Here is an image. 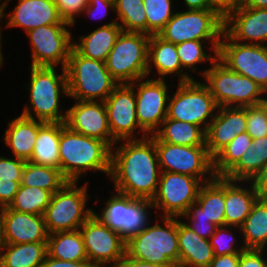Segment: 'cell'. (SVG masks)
<instances>
[{
	"label": "cell",
	"mask_w": 267,
	"mask_h": 267,
	"mask_svg": "<svg viewBox=\"0 0 267 267\" xmlns=\"http://www.w3.org/2000/svg\"><path fill=\"white\" fill-rule=\"evenodd\" d=\"M125 143L111 152L110 177L117 192L134 198L152 200L158 190L161 172L155 139L124 140ZM159 174V175H158Z\"/></svg>",
	"instance_id": "1"
},
{
	"label": "cell",
	"mask_w": 267,
	"mask_h": 267,
	"mask_svg": "<svg viewBox=\"0 0 267 267\" xmlns=\"http://www.w3.org/2000/svg\"><path fill=\"white\" fill-rule=\"evenodd\" d=\"M112 151L106 142L74 132L60 123V172L67 181L77 182L88 170L109 175Z\"/></svg>",
	"instance_id": "2"
},
{
	"label": "cell",
	"mask_w": 267,
	"mask_h": 267,
	"mask_svg": "<svg viewBox=\"0 0 267 267\" xmlns=\"http://www.w3.org/2000/svg\"><path fill=\"white\" fill-rule=\"evenodd\" d=\"M68 97L79 101H105L119 83L106 63L80 55L73 47L66 65Z\"/></svg>",
	"instance_id": "3"
},
{
	"label": "cell",
	"mask_w": 267,
	"mask_h": 267,
	"mask_svg": "<svg viewBox=\"0 0 267 267\" xmlns=\"http://www.w3.org/2000/svg\"><path fill=\"white\" fill-rule=\"evenodd\" d=\"M224 32V15L218 9H188L174 13L171 20L158 34L167 42L211 40L213 53L217 54Z\"/></svg>",
	"instance_id": "4"
},
{
	"label": "cell",
	"mask_w": 267,
	"mask_h": 267,
	"mask_svg": "<svg viewBox=\"0 0 267 267\" xmlns=\"http://www.w3.org/2000/svg\"><path fill=\"white\" fill-rule=\"evenodd\" d=\"M163 220L166 228L158 223L146 226L126 241V254L152 264L179 266L178 220L173 217H163Z\"/></svg>",
	"instance_id": "5"
},
{
	"label": "cell",
	"mask_w": 267,
	"mask_h": 267,
	"mask_svg": "<svg viewBox=\"0 0 267 267\" xmlns=\"http://www.w3.org/2000/svg\"><path fill=\"white\" fill-rule=\"evenodd\" d=\"M203 72L205 84L218 107H247L258 105L266 94L261 86L250 78L230 70L218 58ZM237 104V105H236Z\"/></svg>",
	"instance_id": "6"
},
{
	"label": "cell",
	"mask_w": 267,
	"mask_h": 267,
	"mask_svg": "<svg viewBox=\"0 0 267 267\" xmlns=\"http://www.w3.org/2000/svg\"><path fill=\"white\" fill-rule=\"evenodd\" d=\"M150 35L122 31L108 54L106 67L119 84L134 85L147 77Z\"/></svg>",
	"instance_id": "7"
},
{
	"label": "cell",
	"mask_w": 267,
	"mask_h": 267,
	"mask_svg": "<svg viewBox=\"0 0 267 267\" xmlns=\"http://www.w3.org/2000/svg\"><path fill=\"white\" fill-rule=\"evenodd\" d=\"M216 109L218 106L205 83L201 84L188 74L182 73L178 89L173 97H169L167 117L200 127L204 124L206 131L215 117L213 111ZM208 117L211 118L209 121Z\"/></svg>",
	"instance_id": "8"
},
{
	"label": "cell",
	"mask_w": 267,
	"mask_h": 267,
	"mask_svg": "<svg viewBox=\"0 0 267 267\" xmlns=\"http://www.w3.org/2000/svg\"><path fill=\"white\" fill-rule=\"evenodd\" d=\"M77 182L67 181L53 193L44 213L48 234L79 230L81 225L95 212L86 209L87 184L76 188Z\"/></svg>",
	"instance_id": "9"
},
{
	"label": "cell",
	"mask_w": 267,
	"mask_h": 267,
	"mask_svg": "<svg viewBox=\"0 0 267 267\" xmlns=\"http://www.w3.org/2000/svg\"><path fill=\"white\" fill-rule=\"evenodd\" d=\"M30 103L38 121L65 123L67 113L60 114V91L68 96L66 70L57 75L55 67L31 66ZM62 87V88H61ZM62 89V90H61Z\"/></svg>",
	"instance_id": "10"
},
{
	"label": "cell",
	"mask_w": 267,
	"mask_h": 267,
	"mask_svg": "<svg viewBox=\"0 0 267 267\" xmlns=\"http://www.w3.org/2000/svg\"><path fill=\"white\" fill-rule=\"evenodd\" d=\"M79 231L88 262L93 267H105V263L118 266L126 255V241L118 232L111 230L96 212L81 225Z\"/></svg>",
	"instance_id": "11"
},
{
	"label": "cell",
	"mask_w": 267,
	"mask_h": 267,
	"mask_svg": "<svg viewBox=\"0 0 267 267\" xmlns=\"http://www.w3.org/2000/svg\"><path fill=\"white\" fill-rule=\"evenodd\" d=\"M217 58L230 70L255 81L267 92V46L233 41L225 32Z\"/></svg>",
	"instance_id": "12"
},
{
	"label": "cell",
	"mask_w": 267,
	"mask_h": 267,
	"mask_svg": "<svg viewBox=\"0 0 267 267\" xmlns=\"http://www.w3.org/2000/svg\"><path fill=\"white\" fill-rule=\"evenodd\" d=\"M107 200L101 216L96 214L111 230L118 232L125 241L148 226L147 209L152 208V201L134 198L117 192Z\"/></svg>",
	"instance_id": "13"
},
{
	"label": "cell",
	"mask_w": 267,
	"mask_h": 267,
	"mask_svg": "<svg viewBox=\"0 0 267 267\" xmlns=\"http://www.w3.org/2000/svg\"><path fill=\"white\" fill-rule=\"evenodd\" d=\"M160 172L186 174L204 182L214 177L213 158L206 146H183L167 142H155ZM212 177L202 179L205 174ZM206 179V180H205Z\"/></svg>",
	"instance_id": "14"
},
{
	"label": "cell",
	"mask_w": 267,
	"mask_h": 267,
	"mask_svg": "<svg viewBox=\"0 0 267 267\" xmlns=\"http://www.w3.org/2000/svg\"><path fill=\"white\" fill-rule=\"evenodd\" d=\"M158 190L151 200L156 209H162L163 217H178L196 203L199 190L204 183L201 179L186 174L161 172Z\"/></svg>",
	"instance_id": "15"
},
{
	"label": "cell",
	"mask_w": 267,
	"mask_h": 267,
	"mask_svg": "<svg viewBox=\"0 0 267 267\" xmlns=\"http://www.w3.org/2000/svg\"><path fill=\"white\" fill-rule=\"evenodd\" d=\"M70 24H51L34 28L27 32L32 46V65L55 67L61 63L66 68L70 51L71 32L65 27Z\"/></svg>",
	"instance_id": "16"
},
{
	"label": "cell",
	"mask_w": 267,
	"mask_h": 267,
	"mask_svg": "<svg viewBox=\"0 0 267 267\" xmlns=\"http://www.w3.org/2000/svg\"><path fill=\"white\" fill-rule=\"evenodd\" d=\"M134 87L133 83L119 84L104 101L111 134L116 141L136 139L133 138L136 127L144 137L148 135L137 120Z\"/></svg>",
	"instance_id": "17"
},
{
	"label": "cell",
	"mask_w": 267,
	"mask_h": 267,
	"mask_svg": "<svg viewBox=\"0 0 267 267\" xmlns=\"http://www.w3.org/2000/svg\"><path fill=\"white\" fill-rule=\"evenodd\" d=\"M137 84L138 91L136 97V115L139 126L148 135H153L167 118L170 95L167 94V85L164 79H150L141 81Z\"/></svg>",
	"instance_id": "18"
},
{
	"label": "cell",
	"mask_w": 267,
	"mask_h": 267,
	"mask_svg": "<svg viewBox=\"0 0 267 267\" xmlns=\"http://www.w3.org/2000/svg\"><path fill=\"white\" fill-rule=\"evenodd\" d=\"M65 125L72 131L106 142L111 148L117 142L111 134L104 101H79L66 110Z\"/></svg>",
	"instance_id": "19"
},
{
	"label": "cell",
	"mask_w": 267,
	"mask_h": 267,
	"mask_svg": "<svg viewBox=\"0 0 267 267\" xmlns=\"http://www.w3.org/2000/svg\"><path fill=\"white\" fill-rule=\"evenodd\" d=\"M224 32L235 42L251 40L263 45L267 41V9L246 7L239 1L224 15Z\"/></svg>",
	"instance_id": "20"
},
{
	"label": "cell",
	"mask_w": 267,
	"mask_h": 267,
	"mask_svg": "<svg viewBox=\"0 0 267 267\" xmlns=\"http://www.w3.org/2000/svg\"><path fill=\"white\" fill-rule=\"evenodd\" d=\"M2 230L4 244L47 242L48 232L43 215L3 208Z\"/></svg>",
	"instance_id": "21"
},
{
	"label": "cell",
	"mask_w": 267,
	"mask_h": 267,
	"mask_svg": "<svg viewBox=\"0 0 267 267\" xmlns=\"http://www.w3.org/2000/svg\"><path fill=\"white\" fill-rule=\"evenodd\" d=\"M214 119L206 130V147L213 158L238 134L246 132V107H218Z\"/></svg>",
	"instance_id": "22"
},
{
	"label": "cell",
	"mask_w": 267,
	"mask_h": 267,
	"mask_svg": "<svg viewBox=\"0 0 267 267\" xmlns=\"http://www.w3.org/2000/svg\"><path fill=\"white\" fill-rule=\"evenodd\" d=\"M6 27H22L29 30L51 24H69L63 21L57 11L55 0H19Z\"/></svg>",
	"instance_id": "23"
},
{
	"label": "cell",
	"mask_w": 267,
	"mask_h": 267,
	"mask_svg": "<svg viewBox=\"0 0 267 267\" xmlns=\"http://www.w3.org/2000/svg\"><path fill=\"white\" fill-rule=\"evenodd\" d=\"M182 216L205 217L218 227L225 226V178L214 177L204 182L196 203L191 204Z\"/></svg>",
	"instance_id": "24"
},
{
	"label": "cell",
	"mask_w": 267,
	"mask_h": 267,
	"mask_svg": "<svg viewBox=\"0 0 267 267\" xmlns=\"http://www.w3.org/2000/svg\"><path fill=\"white\" fill-rule=\"evenodd\" d=\"M26 105L23 113L8 123L4 140L16 158L30 161L39 128L44 122L37 121Z\"/></svg>",
	"instance_id": "25"
},
{
	"label": "cell",
	"mask_w": 267,
	"mask_h": 267,
	"mask_svg": "<svg viewBox=\"0 0 267 267\" xmlns=\"http://www.w3.org/2000/svg\"><path fill=\"white\" fill-rule=\"evenodd\" d=\"M179 267H209L214 259L213 247L178 220Z\"/></svg>",
	"instance_id": "26"
},
{
	"label": "cell",
	"mask_w": 267,
	"mask_h": 267,
	"mask_svg": "<svg viewBox=\"0 0 267 267\" xmlns=\"http://www.w3.org/2000/svg\"><path fill=\"white\" fill-rule=\"evenodd\" d=\"M122 29L118 21H113L97 28L87 36H81L80 42L73 43V48L82 56L106 62L115 41Z\"/></svg>",
	"instance_id": "27"
},
{
	"label": "cell",
	"mask_w": 267,
	"mask_h": 267,
	"mask_svg": "<svg viewBox=\"0 0 267 267\" xmlns=\"http://www.w3.org/2000/svg\"><path fill=\"white\" fill-rule=\"evenodd\" d=\"M235 183L225 179V226L240 228L259 197L253 185L250 190Z\"/></svg>",
	"instance_id": "28"
},
{
	"label": "cell",
	"mask_w": 267,
	"mask_h": 267,
	"mask_svg": "<svg viewBox=\"0 0 267 267\" xmlns=\"http://www.w3.org/2000/svg\"><path fill=\"white\" fill-rule=\"evenodd\" d=\"M152 136L155 142H167L183 146H206V131L204 127L166 118Z\"/></svg>",
	"instance_id": "29"
},
{
	"label": "cell",
	"mask_w": 267,
	"mask_h": 267,
	"mask_svg": "<svg viewBox=\"0 0 267 267\" xmlns=\"http://www.w3.org/2000/svg\"><path fill=\"white\" fill-rule=\"evenodd\" d=\"M0 253V267H42L47 242L4 244Z\"/></svg>",
	"instance_id": "30"
},
{
	"label": "cell",
	"mask_w": 267,
	"mask_h": 267,
	"mask_svg": "<svg viewBox=\"0 0 267 267\" xmlns=\"http://www.w3.org/2000/svg\"><path fill=\"white\" fill-rule=\"evenodd\" d=\"M150 63L154 64L159 79H164L166 75L173 73L180 76L179 71H183L176 44L165 41L159 35H150L147 76L151 72Z\"/></svg>",
	"instance_id": "31"
},
{
	"label": "cell",
	"mask_w": 267,
	"mask_h": 267,
	"mask_svg": "<svg viewBox=\"0 0 267 267\" xmlns=\"http://www.w3.org/2000/svg\"><path fill=\"white\" fill-rule=\"evenodd\" d=\"M60 123H44L38 130L30 161L60 169Z\"/></svg>",
	"instance_id": "32"
},
{
	"label": "cell",
	"mask_w": 267,
	"mask_h": 267,
	"mask_svg": "<svg viewBox=\"0 0 267 267\" xmlns=\"http://www.w3.org/2000/svg\"><path fill=\"white\" fill-rule=\"evenodd\" d=\"M47 255L63 261H88L79 230L49 234Z\"/></svg>",
	"instance_id": "33"
},
{
	"label": "cell",
	"mask_w": 267,
	"mask_h": 267,
	"mask_svg": "<svg viewBox=\"0 0 267 267\" xmlns=\"http://www.w3.org/2000/svg\"><path fill=\"white\" fill-rule=\"evenodd\" d=\"M266 162L267 136L253 139L252 145L224 178L239 183L244 180L251 181Z\"/></svg>",
	"instance_id": "34"
},
{
	"label": "cell",
	"mask_w": 267,
	"mask_h": 267,
	"mask_svg": "<svg viewBox=\"0 0 267 267\" xmlns=\"http://www.w3.org/2000/svg\"><path fill=\"white\" fill-rule=\"evenodd\" d=\"M240 230L246 249H265L267 245V199L256 200Z\"/></svg>",
	"instance_id": "35"
},
{
	"label": "cell",
	"mask_w": 267,
	"mask_h": 267,
	"mask_svg": "<svg viewBox=\"0 0 267 267\" xmlns=\"http://www.w3.org/2000/svg\"><path fill=\"white\" fill-rule=\"evenodd\" d=\"M67 180L63 177L60 169L42 166L31 161L24 165L21 186H36L48 190L52 194L57 192Z\"/></svg>",
	"instance_id": "36"
},
{
	"label": "cell",
	"mask_w": 267,
	"mask_h": 267,
	"mask_svg": "<svg viewBox=\"0 0 267 267\" xmlns=\"http://www.w3.org/2000/svg\"><path fill=\"white\" fill-rule=\"evenodd\" d=\"M252 137L247 133L238 134L228 145L213 157L215 177H224L252 145Z\"/></svg>",
	"instance_id": "37"
},
{
	"label": "cell",
	"mask_w": 267,
	"mask_h": 267,
	"mask_svg": "<svg viewBox=\"0 0 267 267\" xmlns=\"http://www.w3.org/2000/svg\"><path fill=\"white\" fill-rule=\"evenodd\" d=\"M122 31L147 34V16L143 0H114Z\"/></svg>",
	"instance_id": "38"
},
{
	"label": "cell",
	"mask_w": 267,
	"mask_h": 267,
	"mask_svg": "<svg viewBox=\"0 0 267 267\" xmlns=\"http://www.w3.org/2000/svg\"><path fill=\"white\" fill-rule=\"evenodd\" d=\"M52 193L38 187L21 186L17 191L10 208L19 212L44 215L50 203Z\"/></svg>",
	"instance_id": "39"
},
{
	"label": "cell",
	"mask_w": 267,
	"mask_h": 267,
	"mask_svg": "<svg viewBox=\"0 0 267 267\" xmlns=\"http://www.w3.org/2000/svg\"><path fill=\"white\" fill-rule=\"evenodd\" d=\"M147 16V34L158 35L171 20V0H143Z\"/></svg>",
	"instance_id": "40"
},
{
	"label": "cell",
	"mask_w": 267,
	"mask_h": 267,
	"mask_svg": "<svg viewBox=\"0 0 267 267\" xmlns=\"http://www.w3.org/2000/svg\"><path fill=\"white\" fill-rule=\"evenodd\" d=\"M203 42L204 41L192 40L176 44L182 69L192 68V70L195 71L196 69L194 67H196L197 63H202L206 60H210L209 63H212L217 59V54H215V56H210L203 51Z\"/></svg>",
	"instance_id": "41"
},
{
	"label": "cell",
	"mask_w": 267,
	"mask_h": 267,
	"mask_svg": "<svg viewBox=\"0 0 267 267\" xmlns=\"http://www.w3.org/2000/svg\"><path fill=\"white\" fill-rule=\"evenodd\" d=\"M227 228L228 226L217 227L216 231L209 239L210 244L213 247L214 256H221V255H226V254L227 255L240 254L242 251L246 249L244 245L240 246L239 249H236V247L233 248L234 243H235L234 241L235 237L231 236V233L229 234L226 233L227 230H230ZM229 235L231 238L229 237Z\"/></svg>",
	"instance_id": "42"
},
{
	"label": "cell",
	"mask_w": 267,
	"mask_h": 267,
	"mask_svg": "<svg viewBox=\"0 0 267 267\" xmlns=\"http://www.w3.org/2000/svg\"><path fill=\"white\" fill-rule=\"evenodd\" d=\"M246 132L257 139L267 136V120L259 105L246 107Z\"/></svg>",
	"instance_id": "43"
},
{
	"label": "cell",
	"mask_w": 267,
	"mask_h": 267,
	"mask_svg": "<svg viewBox=\"0 0 267 267\" xmlns=\"http://www.w3.org/2000/svg\"><path fill=\"white\" fill-rule=\"evenodd\" d=\"M60 18L69 23L75 24V16L84 12L89 0H55Z\"/></svg>",
	"instance_id": "44"
},
{
	"label": "cell",
	"mask_w": 267,
	"mask_h": 267,
	"mask_svg": "<svg viewBox=\"0 0 267 267\" xmlns=\"http://www.w3.org/2000/svg\"><path fill=\"white\" fill-rule=\"evenodd\" d=\"M0 157V181H21L26 161Z\"/></svg>",
	"instance_id": "45"
},
{
	"label": "cell",
	"mask_w": 267,
	"mask_h": 267,
	"mask_svg": "<svg viewBox=\"0 0 267 267\" xmlns=\"http://www.w3.org/2000/svg\"><path fill=\"white\" fill-rule=\"evenodd\" d=\"M187 218H189L192 221L190 222L192 224L190 225L185 223L186 226L204 239L209 240L210 237L216 231V228L218 227L205 217H187Z\"/></svg>",
	"instance_id": "46"
},
{
	"label": "cell",
	"mask_w": 267,
	"mask_h": 267,
	"mask_svg": "<svg viewBox=\"0 0 267 267\" xmlns=\"http://www.w3.org/2000/svg\"><path fill=\"white\" fill-rule=\"evenodd\" d=\"M263 249H245L240 253L238 267H267V260L263 259Z\"/></svg>",
	"instance_id": "47"
},
{
	"label": "cell",
	"mask_w": 267,
	"mask_h": 267,
	"mask_svg": "<svg viewBox=\"0 0 267 267\" xmlns=\"http://www.w3.org/2000/svg\"><path fill=\"white\" fill-rule=\"evenodd\" d=\"M21 181H0V207H8L13 202Z\"/></svg>",
	"instance_id": "48"
},
{
	"label": "cell",
	"mask_w": 267,
	"mask_h": 267,
	"mask_svg": "<svg viewBox=\"0 0 267 267\" xmlns=\"http://www.w3.org/2000/svg\"><path fill=\"white\" fill-rule=\"evenodd\" d=\"M251 181L258 197L260 199H267V162Z\"/></svg>",
	"instance_id": "49"
},
{
	"label": "cell",
	"mask_w": 267,
	"mask_h": 267,
	"mask_svg": "<svg viewBox=\"0 0 267 267\" xmlns=\"http://www.w3.org/2000/svg\"><path fill=\"white\" fill-rule=\"evenodd\" d=\"M109 8L111 10H114V0H89L88 6L84 11L95 18L97 16V13H100V9L102 12L103 9L104 11H107ZM104 11L101 14H104ZM106 13L107 12H105V14L101 16L104 17Z\"/></svg>",
	"instance_id": "50"
},
{
	"label": "cell",
	"mask_w": 267,
	"mask_h": 267,
	"mask_svg": "<svg viewBox=\"0 0 267 267\" xmlns=\"http://www.w3.org/2000/svg\"><path fill=\"white\" fill-rule=\"evenodd\" d=\"M42 267H93L88 261H63L46 255Z\"/></svg>",
	"instance_id": "51"
},
{
	"label": "cell",
	"mask_w": 267,
	"mask_h": 267,
	"mask_svg": "<svg viewBox=\"0 0 267 267\" xmlns=\"http://www.w3.org/2000/svg\"><path fill=\"white\" fill-rule=\"evenodd\" d=\"M240 254L214 256L209 267H238Z\"/></svg>",
	"instance_id": "52"
},
{
	"label": "cell",
	"mask_w": 267,
	"mask_h": 267,
	"mask_svg": "<svg viewBox=\"0 0 267 267\" xmlns=\"http://www.w3.org/2000/svg\"><path fill=\"white\" fill-rule=\"evenodd\" d=\"M119 267H179L177 264H152L146 261H139L127 254L120 261Z\"/></svg>",
	"instance_id": "53"
},
{
	"label": "cell",
	"mask_w": 267,
	"mask_h": 267,
	"mask_svg": "<svg viewBox=\"0 0 267 267\" xmlns=\"http://www.w3.org/2000/svg\"><path fill=\"white\" fill-rule=\"evenodd\" d=\"M223 15L231 10L240 0H209Z\"/></svg>",
	"instance_id": "54"
},
{
	"label": "cell",
	"mask_w": 267,
	"mask_h": 267,
	"mask_svg": "<svg viewBox=\"0 0 267 267\" xmlns=\"http://www.w3.org/2000/svg\"><path fill=\"white\" fill-rule=\"evenodd\" d=\"M185 1L188 9L200 10V9H217L215 8L209 0H183Z\"/></svg>",
	"instance_id": "55"
},
{
	"label": "cell",
	"mask_w": 267,
	"mask_h": 267,
	"mask_svg": "<svg viewBox=\"0 0 267 267\" xmlns=\"http://www.w3.org/2000/svg\"><path fill=\"white\" fill-rule=\"evenodd\" d=\"M246 6L256 9H267V0H240Z\"/></svg>",
	"instance_id": "56"
},
{
	"label": "cell",
	"mask_w": 267,
	"mask_h": 267,
	"mask_svg": "<svg viewBox=\"0 0 267 267\" xmlns=\"http://www.w3.org/2000/svg\"><path fill=\"white\" fill-rule=\"evenodd\" d=\"M0 248L4 245L3 242V230H2V215H3V208L0 207Z\"/></svg>",
	"instance_id": "57"
},
{
	"label": "cell",
	"mask_w": 267,
	"mask_h": 267,
	"mask_svg": "<svg viewBox=\"0 0 267 267\" xmlns=\"http://www.w3.org/2000/svg\"><path fill=\"white\" fill-rule=\"evenodd\" d=\"M261 108H262V110H263V112H264V114H265V118H266V120H267V99H265L264 97L260 100V102H259V104H258Z\"/></svg>",
	"instance_id": "58"
},
{
	"label": "cell",
	"mask_w": 267,
	"mask_h": 267,
	"mask_svg": "<svg viewBox=\"0 0 267 267\" xmlns=\"http://www.w3.org/2000/svg\"><path fill=\"white\" fill-rule=\"evenodd\" d=\"M8 0H6V1H4L1 5H0V19L2 18V17H4V10H5V7H6V5H7V2ZM0 42H1V26H0Z\"/></svg>",
	"instance_id": "59"
},
{
	"label": "cell",
	"mask_w": 267,
	"mask_h": 267,
	"mask_svg": "<svg viewBox=\"0 0 267 267\" xmlns=\"http://www.w3.org/2000/svg\"><path fill=\"white\" fill-rule=\"evenodd\" d=\"M1 42H0V67L3 65V57H2V53H1Z\"/></svg>",
	"instance_id": "60"
}]
</instances>
